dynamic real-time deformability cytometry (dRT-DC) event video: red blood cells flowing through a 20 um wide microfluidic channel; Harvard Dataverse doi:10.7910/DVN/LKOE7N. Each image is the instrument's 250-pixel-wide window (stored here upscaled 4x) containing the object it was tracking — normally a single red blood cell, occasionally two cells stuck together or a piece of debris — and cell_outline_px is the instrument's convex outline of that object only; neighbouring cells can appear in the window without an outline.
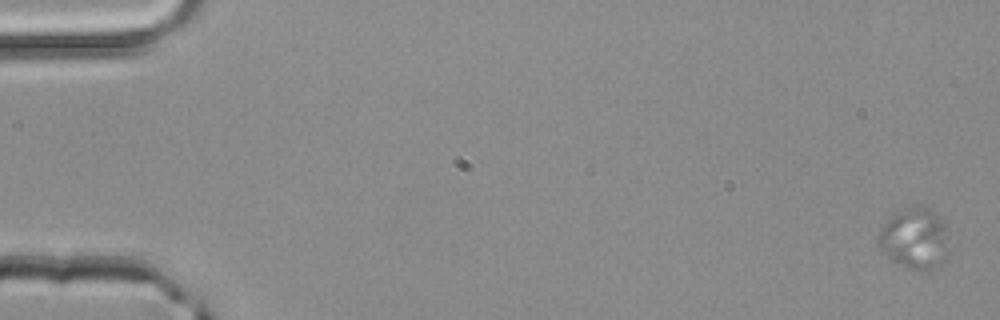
{"species": "common noctule bat (a hibernating species)", "species_latin": "Nyctalus noctula", "temperature_condition": "room temperature", "stored_images_in_passage": 4, "segment_of_instrument_passage": [1, 2], "camera_frame_rate_fps": 3000, "um_per_image_px": 0.085, "animal": {"sex": "male", "body_mass_g": 20.4}, "frame": {"image": 1, "passage_image": 1, "time_ms": 0.0, "image_size_px": [1000, 320], "cell_outline_px": [[944, 260], [936, 268], [928, 272], [908, 268], [892, 260], [880, 252], [876, 244], [876, 232], [892, 216], [908, 204], [928, 208], [936, 212], [944, 224]], "centroid_in_image_um": [77.63, 20.27], "position_along_channel_um": 7.4, "area_um2": 25.09}}